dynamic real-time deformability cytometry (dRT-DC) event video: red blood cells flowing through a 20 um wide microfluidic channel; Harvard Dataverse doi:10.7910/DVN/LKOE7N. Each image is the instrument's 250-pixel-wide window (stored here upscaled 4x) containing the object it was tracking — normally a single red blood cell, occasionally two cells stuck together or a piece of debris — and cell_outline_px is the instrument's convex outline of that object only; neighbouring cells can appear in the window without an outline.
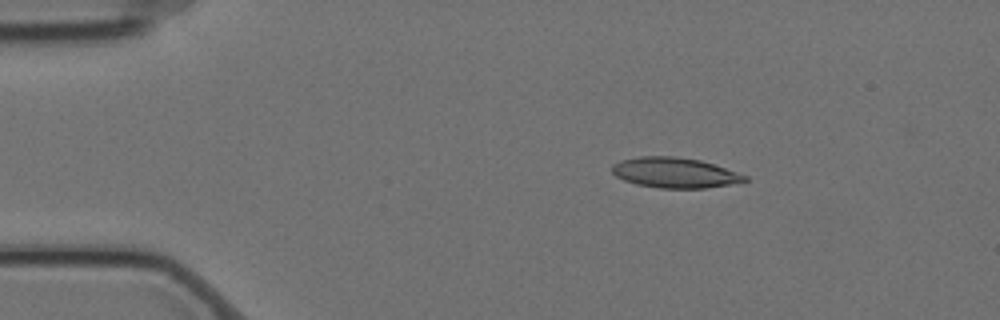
{"species": "Egyptian fruit bat (a non-hibernating species)", "species_latin": "Rousettus aegyptiacus", "temperature_condition": "cold", "stored_images_in_passage": 5, "camera_frame_rate_fps": 3000, "um_per_image_px": 0.085, "animal": {"sex": "female"}, "frame": {"image": 1, "passage_image": 3, "time_ms": 0.667, "image_size_px": [1000, 320], "cell_outline_px": [[748, 180], [728, 184], [704, 188], [660, 188], [636, 184], [624, 180], [616, 176], [612, 172], [612, 164], [620, 160], [640, 156], [676, 156], [700, 160], [748, 176]], "centroid_in_image_um": [57.3, 14.67], "position_along_channel_um": 27.7, "area_um2": 23.24}}